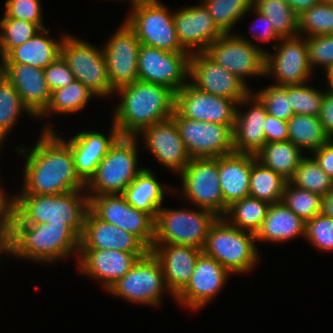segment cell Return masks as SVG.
Returning a JSON list of instances; mask_svg holds the SVG:
<instances>
[{
	"label": "cell",
	"mask_w": 333,
	"mask_h": 333,
	"mask_svg": "<svg viewBox=\"0 0 333 333\" xmlns=\"http://www.w3.org/2000/svg\"><path fill=\"white\" fill-rule=\"evenodd\" d=\"M112 127L108 136L99 131H81L67 140L74 157L75 171L86 184L94 175L100 161L108 153L110 147L121 136L118 128Z\"/></svg>",
	"instance_id": "obj_28"
},
{
	"label": "cell",
	"mask_w": 333,
	"mask_h": 333,
	"mask_svg": "<svg viewBox=\"0 0 333 333\" xmlns=\"http://www.w3.org/2000/svg\"><path fill=\"white\" fill-rule=\"evenodd\" d=\"M149 252H124L119 250L79 249L78 270L102 284L107 291L118 279L123 277L139 258Z\"/></svg>",
	"instance_id": "obj_21"
},
{
	"label": "cell",
	"mask_w": 333,
	"mask_h": 333,
	"mask_svg": "<svg viewBox=\"0 0 333 333\" xmlns=\"http://www.w3.org/2000/svg\"><path fill=\"white\" fill-rule=\"evenodd\" d=\"M251 166L252 154L233 152L218 157L224 215L233 202L249 196Z\"/></svg>",
	"instance_id": "obj_29"
},
{
	"label": "cell",
	"mask_w": 333,
	"mask_h": 333,
	"mask_svg": "<svg viewBox=\"0 0 333 333\" xmlns=\"http://www.w3.org/2000/svg\"><path fill=\"white\" fill-rule=\"evenodd\" d=\"M325 76L327 78L326 81H328L327 83L329 86V87H327V90H329L331 93H333V68L331 70H329Z\"/></svg>",
	"instance_id": "obj_59"
},
{
	"label": "cell",
	"mask_w": 333,
	"mask_h": 333,
	"mask_svg": "<svg viewBox=\"0 0 333 333\" xmlns=\"http://www.w3.org/2000/svg\"><path fill=\"white\" fill-rule=\"evenodd\" d=\"M298 31L304 38L333 34V5L323 0L304 11L298 16Z\"/></svg>",
	"instance_id": "obj_43"
},
{
	"label": "cell",
	"mask_w": 333,
	"mask_h": 333,
	"mask_svg": "<svg viewBox=\"0 0 333 333\" xmlns=\"http://www.w3.org/2000/svg\"><path fill=\"white\" fill-rule=\"evenodd\" d=\"M254 93L269 115L284 121H288L294 115L290 103V85L278 86L274 83Z\"/></svg>",
	"instance_id": "obj_45"
},
{
	"label": "cell",
	"mask_w": 333,
	"mask_h": 333,
	"mask_svg": "<svg viewBox=\"0 0 333 333\" xmlns=\"http://www.w3.org/2000/svg\"><path fill=\"white\" fill-rule=\"evenodd\" d=\"M7 136L0 130V149L2 148V144L6 141L5 138Z\"/></svg>",
	"instance_id": "obj_60"
},
{
	"label": "cell",
	"mask_w": 333,
	"mask_h": 333,
	"mask_svg": "<svg viewBox=\"0 0 333 333\" xmlns=\"http://www.w3.org/2000/svg\"><path fill=\"white\" fill-rule=\"evenodd\" d=\"M279 44L272 46L276 53L265 52V77L272 75L278 86L308 83L313 71L308 60L306 38L300 35L281 38Z\"/></svg>",
	"instance_id": "obj_15"
},
{
	"label": "cell",
	"mask_w": 333,
	"mask_h": 333,
	"mask_svg": "<svg viewBox=\"0 0 333 333\" xmlns=\"http://www.w3.org/2000/svg\"><path fill=\"white\" fill-rule=\"evenodd\" d=\"M120 1H121V0H120ZM122 1H124V0H122ZM135 1H138V0H130L129 2L132 3V2H135Z\"/></svg>",
	"instance_id": "obj_62"
},
{
	"label": "cell",
	"mask_w": 333,
	"mask_h": 333,
	"mask_svg": "<svg viewBox=\"0 0 333 333\" xmlns=\"http://www.w3.org/2000/svg\"><path fill=\"white\" fill-rule=\"evenodd\" d=\"M253 7L270 19L280 38L299 35L298 15L285 0H253Z\"/></svg>",
	"instance_id": "obj_38"
},
{
	"label": "cell",
	"mask_w": 333,
	"mask_h": 333,
	"mask_svg": "<svg viewBox=\"0 0 333 333\" xmlns=\"http://www.w3.org/2000/svg\"><path fill=\"white\" fill-rule=\"evenodd\" d=\"M124 19L143 45L168 52H188L178 41L173 13L159 0H138L131 3Z\"/></svg>",
	"instance_id": "obj_8"
},
{
	"label": "cell",
	"mask_w": 333,
	"mask_h": 333,
	"mask_svg": "<svg viewBox=\"0 0 333 333\" xmlns=\"http://www.w3.org/2000/svg\"><path fill=\"white\" fill-rule=\"evenodd\" d=\"M173 22L179 43L191 54L204 52L224 34L202 2L173 12Z\"/></svg>",
	"instance_id": "obj_22"
},
{
	"label": "cell",
	"mask_w": 333,
	"mask_h": 333,
	"mask_svg": "<svg viewBox=\"0 0 333 333\" xmlns=\"http://www.w3.org/2000/svg\"><path fill=\"white\" fill-rule=\"evenodd\" d=\"M287 123L288 141H291L301 151L315 152L331 140L319 117L294 114Z\"/></svg>",
	"instance_id": "obj_34"
},
{
	"label": "cell",
	"mask_w": 333,
	"mask_h": 333,
	"mask_svg": "<svg viewBox=\"0 0 333 333\" xmlns=\"http://www.w3.org/2000/svg\"><path fill=\"white\" fill-rule=\"evenodd\" d=\"M255 234L231 225L218 217L207 235L203 252L214 258L231 274L248 273L259 258Z\"/></svg>",
	"instance_id": "obj_5"
},
{
	"label": "cell",
	"mask_w": 333,
	"mask_h": 333,
	"mask_svg": "<svg viewBox=\"0 0 333 333\" xmlns=\"http://www.w3.org/2000/svg\"><path fill=\"white\" fill-rule=\"evenodd\" d=\"M325 2H327V3H329V4H331V5H333V0H324Z\"/></svg>",
	"instance_id": "obj_61"
},
{
	"label": "cell",
	"mask_w": 333,
	"mask_h": 333,
	"mask_svg": "<svg viewBox=\"0 0 333 333\" xmlns=\"http://www.w3.org/2000/svg\"><path fill=\"white\" fill-rule=\"evenodd\" d=\"M140 134L147 150L170 171L180 174L191 160L172 117L148 126L136 137Z\"/></svg>",
	"instance_id": "obj_23"
},
{
	"label": "cell",
	"mask_w": 333,
	"mask_h": 333,
	"mask_svg": "<svg viewBox=\"0 0 333 333\" xmlns=\"http://www.w3.org/2000/svg\"><path fill=\"white\" fill-rule=\"evenodd\" d=\"M245 105H249V109L246 112H240L239 108ZM266 115L265 106L253 91L238 103L233 127L236 153L255 155L266 144L263 127Z\"/></svg>",
	"instance_id": "obj_27"
},
{
	"label": "cell",
	"mask_w": 333,
	"mask_h": 333,
	"mask_svg": "<svg viewBox=\"0 0 333 333\" xmlns=\"http://www.w3.org/2000/svg\"><path fill=\"white\" fill-rule=\"evenodd\" d=\"M190 52H168L141 44L138 52L140 81L168 87L174 93L189 79Z\"/></svg>",
	"instance_id": "obj_14"
},
{
	"label": "cell",
	"mask_w": 333,
	"mask_h": 333,
	"mask_svg": "<svg viewBox=\"0 0 333 333\" xmlns=\"http://www.w3.org/2000/svg\"><path fill=\"white\" fill-rule=\"evenodd\" d=\"M43 130L31 149L15 148L26 161L23 188L18 194H64L85 190V183L75 171L70 144L56 134L52 125H45Z\"/></svg>",
	"instance_id": "obj_1"
},
{
	"label": "cell",
	"mask_w": 333,
	"mask_h": 333,
	"mask_svg": "<svg viewBox=\"0 0 333 333\" xmlns=\"http://www.w3.org/2000/svg\"><path fill=\"white\" fill-rule=\"evenodd\" d=\"M4 253L9 256L12 253L11 232H0V256Z\"/></svg>",
	"instance_id": "obj_57"
},
{
	"label": "cell",
	"mask_w": 333,
	"mask_h": 333,
	"mask_svg": "<svg viewBox=\"0 0 333 333\" xmlns=\"http://www.w3.org/2000/svg\"><path fill=\"white\" fill-rule=\"evenodd\" d=\"M270 203L253 197L233 202L223 216L231 225L256 234L264 221Z\"/></svg>",
	"instance_id": "obj_36"
},
{
	"label": "cell",
	"mask_w": 333,
	"mask_h": 333,
	"mask_svg": "<svg viewBox=\"0 0 333 333\" xmlns=\"http://www.w3.org/2000/svg\"><path fill=\"white\" fill-rule=\"evenodd\" d=\"M107 40L102 49L111 87L116 90L138 81V52L141 43L134 31L123 20L122 25Z\"/></svg>",
	"instance_id": "obj_18"
},
{
	"label": "cell",
	"mask_w": 333,
	"mask_h": 333,
	"mask_svg": "<svg viewBox=\"0 0 333 333\" xmlns=\"http://www.w3.org/2000/svg\"><path fill=\"white\" fill-rule=\"evenodd\" d=\"M91 97L97 96L80 81L75 80L71 84L51 92L50 102L38 119L49 116L51 113L73 114L86 107Z\"/></svg>",
	"instance_id": "obj_37"
},
{
	"label": "cell",
	"mask_w": 333,
	"mask_h": 333,
	"mask_svg": "<svg viewBox=\"0 0 333 333\" xmlns=\"http://www.w3.org/2000/svg\"><path fill=\"white\" fill-rule=\"evenodd\" d=\"M238 34L224 33L204 52L220 66L235 74L247 86L246 77H265L267 50Z\"/></svg>",
	"instance_id": "obj_11"
},
{
	"label": "cell",
	"mask_w": 333,
	"mask_h": 333,
	"mask_svg": "<svg viewBox=\"0 0 333 333\" xmlns=\"http://www.w3.org/2000/svg\"><path fill=\"white\" fill-rule=\"evenodd\" d=\"M79 249L150 252V249L137 236L102 221L90 210L85 217Z\"/></svg>",
	"instance_id": "obj_25"
},
{
	"label": "cell",
	"mask_w": 333,
	"mask_h": 333,
	"mask_svg": "<svg viewBox=\"0 0 333 333\" xmlns=\"http://www.w3.org/2000/svg\"><path fill=\"white\" fill-rule=\"evenodd\" d=\"M290 182L294 186L324 196L332 191L333 179L321 169L313 157L305 156Z\"/></svg>",
	"instance_id": "obj_40"
},
{
	"label": "cell",
	"mask_w": 333,
	"mask_h": 333,
	"mask_svg": "<svg viewBox=\"0 0 333 333\" xmlns=\"http://www.w3.org/2000/svg\"><path fill=\"white\" fill-rule=\"evenodd\" d=\"M201 2L223 33H231L236 22H239L253 7V0H201Z\"/></svg>",
	"instance_id": "obj_39"
},
{
	"label": "cell",
	"mask_w": 333,
	"mask_h": 333,
	"mask_svg": "<svg viewBox=\"0 0 333 333\" xmlns=\"http://www.w3.org/2000/svg\"><path fill=\"white\" fill-rule=\"evenodd\" d=\"M282 202L305 222L322 213L323 196L286 183Z\"/></svg>",
	"instance_id": "obj_41"
},
{
	"label": "cell",
	"mask_w": 333,
	"mask_h": 333,
	"mask_svg": "<svg viewBox=\"0 0 333 333\" xmlns=\"http://www.w3.org/2000/svg\"><path fill=\"white\" fill-rule=\"evenodd\" d=\"M181 194L197 208L224 216V199L219 181L218 157L193 158L179 174Z\"/></svg>",
	"instance_id": "obj_12"
},
{
	"label": "cell",
	"mask_w": 333,
	"mask_h": 333,
	"mask_svg": "<svg viewBox=\"0 0 333 333\" xmlns=\"http://www.w3.org/2000/svg\"><path fill=\"white\" fill-rule=\"evenodd\" d=\"M50 28H42L33 37L22 45L13 48L0 63H18L32 65L36 68L45 69L58 56H60L61 43L66 33L60 38H49Z\"/></svg>",
	"instance_id": "obj_31"
},
{
	"label": "cell",
	"mask_w": 333,
	"mask_h": 333,
	"mask_svg": "<svg viewBox=\"0 0 333 333\" xmlns=\"http://www.w3.org/2000/svg\"><path fill=\"white\" fill-rule=\"evenodd\" d=\"M137 140V137L120 136L115 141L98 164L94 175L85 184L86 193L112 195L124 192L143 170L138 167Z\"/></svg>",
	"instance_id": "obj_6"
},
{
	"label": "cell",
	"mask_w": 333,
	"mask_h": 333,
	"mask_svg": "<svg viewBox=\"0 0 333 333\" xmlns=\"http://www.w3.org/2000/svg\"><path fill=\"white\" fill-rule=\"evenodd\" d=\"M319 119L327 135L330 139H333V93L327 89L324 91L323 105Z\"/></svg>",
	"instance_id": "obj_55"
},
{
	"label": "cell",
	"mask_w": 333,
	"mask_h": 333,
	"mask_svg": "<svg viewBox=\"0 0 333 333\" xmlns=\"http://www.w3.org/2000/svg\"><path fill=\"white\" fill-rule=\"evenodd\" d=\"M41 0H6L5 13L2 18H15L37 24L45 28L42 21L43 12Z\"/></svg>",
	"instance_id": "obj_49"
},
{
	"label": "cell",
	"mask_w": 333,
	"mask_h": 333,
	"mask_svg": "<svg viewBox=\"0 0 333 333\" xmlns=\"http://www.w3.org/2000/svg\"><path fill=\"white\" fill-rule=\"evenodd\" d=\"M164 189L168 192L177 191L174 186H162L152 170L143 168L122 195L132 207L148 213L155 220L158 210L163 207Z\"/></svg>",
	"instance_id": "obj_32"
},
{
	"label": "cell",
	"mask_w": 333,
	"mask_h": 333,
	"mask_svg": "<svg viewBox=\"0 0 333 333\" xmlns=\"http://www.w3.org/2000/svg\"><path fill=\"white\" fill-rule=\"evenodd\" d=\"M285 1L299 16L304 11L310 9L312 6L320 3L323 0H285Z\"/></svg>",
	"instance_id": "obj_56"
},
{
	"label": "cell",
	"mask_w": 333,
	"mask_h": 333,
	"mask_svg": "<svg viewBox=\"0 0 333 333\" xmlns=\"http://www.w3.org/2000/svg\"><path fill=\"white\" fill-rule=\"evenodd\" d=\"M0 184V232H11L14 215V195L7 196Z\"/></svg>",
	"instance_id": "obj_52"
},
{
	"label": "cell",
	"mask_w": 333,
	"mask_h": 333,
	"mask_svg": "<svg viewBox=\"0 0 333 333\" xmlns=\"http://www.w3.org/2000/svg\"><path fill=\"white\" fill-rule=\"evenodd\" d=\"M306 155L291 141L266 143L256 154V160L278 173L288 182Z\"/></svg>",
	"instance_id": "obj_33"
},
{
	"label": "cell",
	"mask_w": 333,
	"mask_h": 333,
	"mask_svg": "<svg viewBox=\"0 0 333 333\" xmlns=\"http://www.w3.org/2000/svg\"><path fill=\"white\" fill-rule=\"evenodd\" d=\"M172 118L191 159L217 158L235 152L231 126L184 118L175 110Z\"/></svg>",
	"instance_id": "obj_13"
},
{
	"label": "cell",
	"mask_w": 333,
	"mask_h": 333,
	"mask_svg": "<svg viewBox=\"0 0 333 333\" xmlns=\"http://www.w3.org/2000/svg\"><path fill=\"white\" fill-rule=\"evenodd\" d=\"M160 208L154 222L153 243L189 245L203 250L208 232L217 220L214 212Z\"/></svg>",
	"instance_id": "obj_7"
},
{
	"label": "cell",
	"mask_w": 333,
	"mask_h": 333,
	"mask_svg": "<svg viewBox=\"0 0 333 333\" xmlns=\"http://www.w3.org/2000/svg\"><path fill=\"white\" fill-rule=\"evenodd\" d=\"M164 291L175 299L166 285L159 261L151 252L139 258L132 268L107 290L111 295L127 302L155 307L161 304Z\"/></svg>",
	"instance_id": "obj_9"
},
{
	"label": "cell",
	"mask_w": 333,
	"mask_h": 333,
	"mask_svg": "<svg viewBox=\"0 0 333 333\" xmlns=\"http://www.w3.org/2000/svg\"><path fill=\"white\" fill-rule=\"evenodd\" d=\"M85 190L64 194H16L14 215L23 224L50 223L68 225L79 237L89 210V196Z\"/></svg>",
	"instance_id": "obj_4"
},
{
	"label": "cell",
	"mask_w": 333,
	"mask_h": 333,
	"mask_svg": "<svg viewBox=\"0 0 333 333\" xmlns=\"http://www.w3.org/2000/svg\"><path fill=\"white\" fill-rule=\"evenodd\" d=\"M288 181L272 169L265 167L252 154L249 196L270 204L282 202Z\"/></svg>",
	"instance_id": "obj_35"
},
{
	"label": "cell",
	"mask_w": 333,
	"mask_h": 333,
	"mask_svg": "<svg viewBox=\"0 0 333 333\" xmlns=\"http://www.w3.org/2000/svg\"><path fill=\"white\" fill-rule=\"evenodd\" d=\"M189 80L203 92L237 103L252 92L240 78L213 61L205 52L191 54Z\"/></svg>",
	"instance_id": "obj_19"
},
{
	"label": "cell",
	"mask_w": 333,
	"mask_h": 333,
	"mask_svg": "<svg viewBox=\"0 0 333 333\" xmlns=\"http://www.w3.org/2000/svg\"><path fill=\"white\" fill-rule=\"evenodd\" d=\"M40 30L41 28L32 22L2 18L0 20V60L13 48L22 45Z\"/></svg>",
	"instance_id": "obj_44"
},
{
	"label": "cell",
	"mask_w": 333,
	"mask_h": 333,
	"mask_svg": "<svg viewBox=\"0 0 333 333\" xmlns=\"http://www.w3.org/2000/svg\"><path fill=\"white\" fill-rule=\"evenodd\" d=\"M0 73L13 84L24 106L35 118L46 110L51 92L43 69L27 64L0 63Z\"/></svg>",
	"instance_id": "obj_24"
},
{
	"label": "cell",
	"mask_w": 333,
	"mask_h": 333,
	"mask_svg": "<svg viewBox=\"0 0 333 333\" xmlns=\"http://www.w3.org/2000/svg\"><path fill=\"white\" fill-rule=\"evenodd\" d=\"M322 213L330 218H333V192L323 196Z\"/></svg>",
	"instance_id": "obj_58"
},
{
	"label": "cell",
	"mask_w": 333,
	"mask_h": 333,
	"mask_svg": "<svg viewBox=\"0 0 333 333\" xmlns=\"http://www.w3.org/2000/svg\"><path fill=\"white\" fill-rule=\"evenodd\" d=\"M305 83L290 85V103L294 114L319 117L324 98V91Z\"/></svg>",
	"instance_id": "obj_46"
},
{
	"label": "cell",
	"mask_w": 333,
	"mask_h": 333,
	"mask_svg": "<svg viewBox=\"0 0 333 333\" xmlns=\"http://www.w3.org/2000/svg\"><path fill=\"white\" fill-rule=\"evenodd\" d=\"M150 252L159 261L166 285L176 296L188 284L202 250L189 245L153 243Z\"/></svg>",
	"instance_id": "obj_26"
},
{
	"label": "cell",
	"mask_w": 333,
	"mask_h": 333,
	"mask_svg": "<svg viewBox=\"0 0 333 333\" xmlns=\"http://www.w3.org/2000/svg\"><path fill=\"white\" fill-rule=\"evenodd\" d=\"M60 55L71 69L75 79L97 97L107 98L114 94L115 90L109 81L107 62L102 48L66 34L61 43Z\"/></svg>",
	"instance_id": "obj_10"
},
{
	"label": "cell",
	"mask_w": 333,
	"mask_h": 333,
	"mask_svg": "<svg viewBox=\"0 0 333 333\" xmlns=\"http://www.w3.org/2000/svg\"><path fill=\"white\" fill-rule=\"evenodd\" d=\"M230 275L226 268L202 251L188 284L174 300L185 308L200 310L216 297Z\"/></svg>",
	"instance_id": "obj_20"
},
{
	"label": "cell",
	"mask_w": 333,
	"mask_h": 333,
	"mask_svg": "<svg viewBox=\"0 0 333 333\" xmlns=\"http://www.w3.org/2000/svg\"><path fill=\"white\" fill-rule=\"evenodd\" d=\"M120 101L113 124L121 136L136 137L143 129L172 117L175 93L166 86L135 81L117 88Z\"/></svg>",
	"instance_id": "obj_2"
},
{
	"label": "cell",
	"mask_w": 333,
	"mask_h": 333,
	"mask_svg": "<svg viewBox=\"0 0 333 333\" xmlns=\"http://www.w3.org/2000/svg\"><path fill=\"white\" fill-rule=\"evenodd\" d=\"M24 111L30 117L35 118L24 106L13 84L0 73V130L6 136Z\"/></svg>",
	"instance_id": "obj_42"
},
{
	"label": "cell",
	"mask_w": 333,
	"mask_h": 333,
	"mask_svg": "<svg viewBox=\"0 0 333 333\" xmlns=\"http://www.w3.org/2000/svg\"><path fill=\"white\" fill-rule=\"evenodd\" d=\"M305 239L323 252L333 251V218L320 213L306 221Z\"/></svg>",
	"instance_id": "obj_47"
},
{
	"label": "cell",
	"mask_w": 333,
	"mask_h": 333,
	"mask_svg": "<svg viewBox=\"0 0 333 333\" xmlns=\"http://www.w3.org/2000/svg\"><path fill=\"white\" fill-rule=\"evenodd\" d=\"M312 154L321 169L333 179V139Z\"/></svg>",
	"instance_id": "obj_54"
},
{
	"label": "cell",
	"mask_w": 333,
	"mask_h": 333,
	"mask_svg": "<svg viewBox=\"0 0 333 333\" xmlns=\"http://www.w3.org/2000/svg\"><path fill=\"white\" fill-rule=\"evenodd\" d=\"M264 133L266 143L288 140V123L287 121L276 118L267 113L264 121Z\"/></svg>",
	"instance_id": "obj_51"
},
{
	"label": "cell",
	"mask_w": 333,
	"mask_h": 333,
	"mask_svg": "<svg viewBox=\"0 0 333 333\" xmlns=\"http://www.w3.org/2000/svg\"><path fill=\"white\" fill-rule=\"evenodd\" d=\"M88 196L89 210L97 218L137 236L151 249L155 220L148 213L132 207L122 194Z\"/></svg>",
	"instance_id": "obj_16"
},
{
	"label": "cell",
	"mask_w": 333,
	"mask_h": 333,
	"mask_svg": "<svg viewBox=\"0 0 333 333\" xmlns=\"http://www.w3.org/2000/svg\"><path fill=\"white\" fill-rule=\"evenodd\" d=\"M43 71L50 92L65 87L76 80L61 55L43 69Z\"/></svg>",
	"instance_id": "obj_50"
},
{
	"label": "cell",
	"mask_w": 333,
	"mask_h": 333,
	"mask_svg": "<svg viewBox=\"0 0 333 333\" xmlns=\"http://www.w3.org/2000/svg\"><path fill=\"white\" fill-rule=\"evenodd\" d=\"M306 43L312 71L318 65L323 67L326 74L333 68V34L309 36Z\"/></svg>",
	"instance_id": "obj_48"
},
{
	"label": "cell",
	"mask_w": 333,
	"mask_h": 333,
	"mask_svg": "<svg viewBox=\"0 0 333 333\" xmlns=\"http://www.w3.org/2000/svg\"><path fill=\"white\" fill-rule=\"evenodd\" d=\"M306 222L283 202L270 204L261 227L255 234L256 241L284 243L296 237H305Z\"/></svg>",
	"instance_id": "obj_30"
},
{
	"label": "cell",
	"mask_w": 333,
	"mask_h": 333,
	"mask_svg": "<svg viewBox=\"0 0 333 333\" xmlns=\"http://www.w3.org/2000/svg\"><path fill=\"white\" fill-rule=\"evenodd\" d=\"M238 103L203 92L190 81L175 93L174 110L184 118L234 127Z\"/></svg>",
	"instance_id": "obj_17"
},
{
	"label": "cell",
	"mask_w": 333,
	"mask_h": 333,
	"mask_svg": "<svg viewBox=\"0 0 333 333\" xmlns=\"http://www.w3.org/2000/svg\"><path fill=\"white\" fill-rule=\"evenodd\" d=\"M252 10H254L253 12H255V14L257 15V18L256 19H258V20H256V21H258V23L260 24V25H262V26H260V27H262L263 29H261L262 30V32L260 33H258V32H255L254 33V31H255V26H254V30H252L253 31V33H251V37L252 38H254V39H256L258 42L260 41H264V42H270V41H273V40H276V42L277 41H280V37L277 35V33L274 31V29H273V25H272V22L270 21V19H268L267 17H265L262 13H260L258 10H256L254 7H252ZM255 21V24L257 23ZM257 23V24H258ZM252 29H253V27H252ZM258 29V28H257ZM258 33V34H257Z\"/></svg>",
	"instance_id": "obj_53"
},
{
	"label": "cell",
	"mask_w": 333,
	"mask_h": 333,
	"mask_svg": "<svg viewBox=\"0 0 333 333\" xmlns=\"http://www.w3.org/2000/svg\"><path fill=\"white\" fill-rule=\"evenodd\" d=\"M11 245V256L38 263H54L69 258L71 254L77 256L80 237L68 225L23 224L13 215Z\"/></svg>",
	"instance_id": "obj_3"
}]
</instances>
